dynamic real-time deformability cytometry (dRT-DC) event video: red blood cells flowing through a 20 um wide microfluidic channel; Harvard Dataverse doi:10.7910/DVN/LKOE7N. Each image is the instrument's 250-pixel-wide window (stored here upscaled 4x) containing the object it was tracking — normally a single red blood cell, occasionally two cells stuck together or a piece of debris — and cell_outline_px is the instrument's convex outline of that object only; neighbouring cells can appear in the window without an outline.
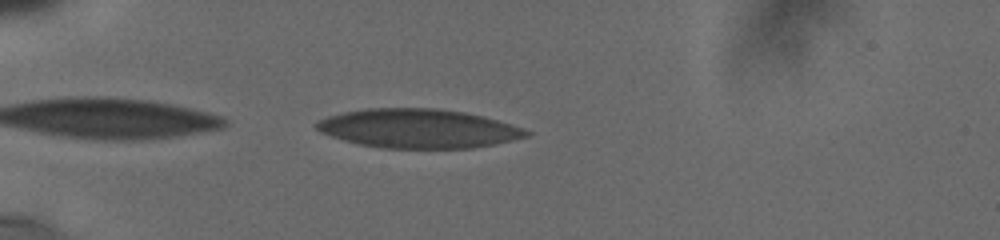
{"species": "human", "species_latin": "Homo sapiens", "temperature_condition": "cold", "stored_images_in_passage": 44, "camera_frame_rate_fps": 3000, "um_per_image_px": 0.085, "donor": {"sex": "male"}, "frame": {"image": 1, "passage_image": 3, "time_ms": 0.333, "image_size_px": [1000, 240], "cell_outline_px": [[532, 132], [528, 136], [492, 144], [472, 148], [380, 148], [360, 144], [344, 140], [320, 132], [312, 124], [328, 116], [344, 112], [364, 108], [440, 108], [464, 112], [496, 120]], "centroid_in_image_um": [35.49, 10.92], "position_along_channel_um": 49.5, "area_um2": 47.34}}
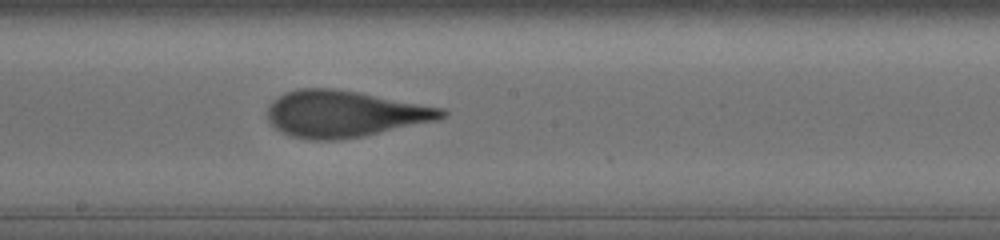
{"frame": {"image": 2, "passage_image": 29, "time_ms": 5.667, "image_size_px": [1000, 240], "cell_outline_px": [[448, 116], [440, 120], [364, 136], [336, 140], [312, 140], [292, 136], [280, 132], [268, 120], [268, 108], [272, 100], [284, 92], [296, 88], [332, 88], [356, 92], [444, 108], [448, 112]], "centroid_in_image_um": [29.29, 9.68], "position_along_channel_um": 218.9, "area_um2": 47.4}}
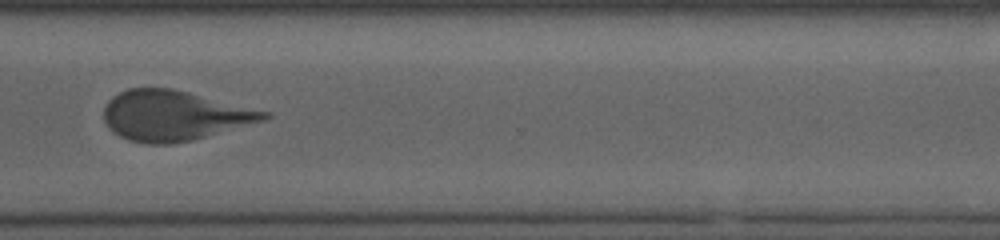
{"frame": {"image": 3, "passage_image": 43, "time_ms": 9.333, "image_size_px": [1000, 240], "cell_outline_px": [[272, 116], [264, 120], [192, 140], [168, 144], [148, 144], [128, 140], [112, 132], [104, 120], [104, 108], [108, 100], [112, 96], [128, 88], [172, 88], [272, 112]], "centroid_in_image_um": [14.79, 9.82], "position_along_channel_um": 355.8, "area_um2": 46.7}}